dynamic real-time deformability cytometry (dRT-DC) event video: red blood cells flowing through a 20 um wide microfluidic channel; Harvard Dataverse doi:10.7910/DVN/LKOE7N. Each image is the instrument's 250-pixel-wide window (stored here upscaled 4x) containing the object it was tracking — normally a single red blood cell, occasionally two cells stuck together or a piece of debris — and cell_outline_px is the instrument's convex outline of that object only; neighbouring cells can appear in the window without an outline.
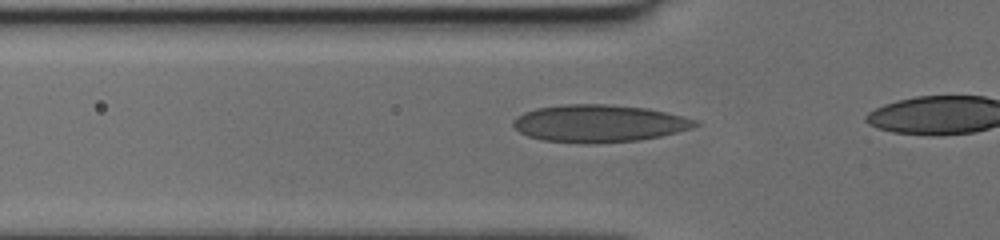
{"species": "human", "species_latin": "Homo sapiens", "temperature_condition": "cold", "stored_images_in_passage": 13, "camera_frame_rate_fps": 3000, "um_per_image_px": 0.085, "donor": {"sex": "female"}, "frame": {"image": 1, "passage_image": 8, "time_ms": 2.333, "image_size_px": [1000, 240], "cell_outline_px": [[700, 124], [692, 128], [660, 136], [640, 140], [596, 144], [584, 144], [540, 140], [528, 136], [520, 132], [512, 124], [512, 120], [516, 116], [524, 112], [536, 108], [564, 104], [608, 104], [648, 108], [696, 120]], "centroid_in_image_um": [50.87, 10.5], "position_along_channel_um": 74.9, "area_um2": 39.88}}
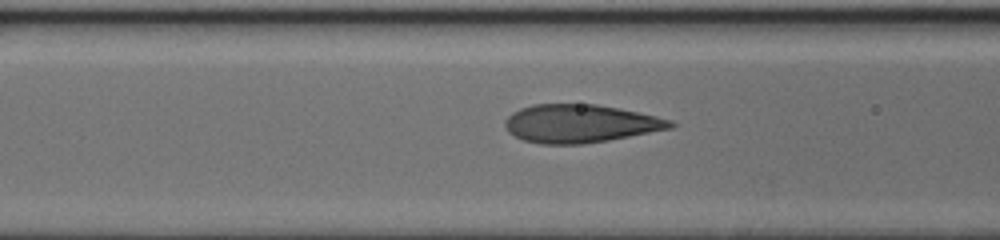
{"frame": {"image": 2, "passage_image": 11, "time_ms": 3.333, "image_size_px": [1000, 240], "cell_outline_px": [[676, 124], [672, 128], [608, 140], [584, 144], [540, 144], [524, 140], [508, 132], [504, 124], [504, 120], [512, 112], [520, 108], [532, 104], [596, 104], [656, 116], [672, 120]], "centroid_in_image_um": [49.28, 10.5], "position_along_channel_um": 117.3, "area_um2": 36.65}}